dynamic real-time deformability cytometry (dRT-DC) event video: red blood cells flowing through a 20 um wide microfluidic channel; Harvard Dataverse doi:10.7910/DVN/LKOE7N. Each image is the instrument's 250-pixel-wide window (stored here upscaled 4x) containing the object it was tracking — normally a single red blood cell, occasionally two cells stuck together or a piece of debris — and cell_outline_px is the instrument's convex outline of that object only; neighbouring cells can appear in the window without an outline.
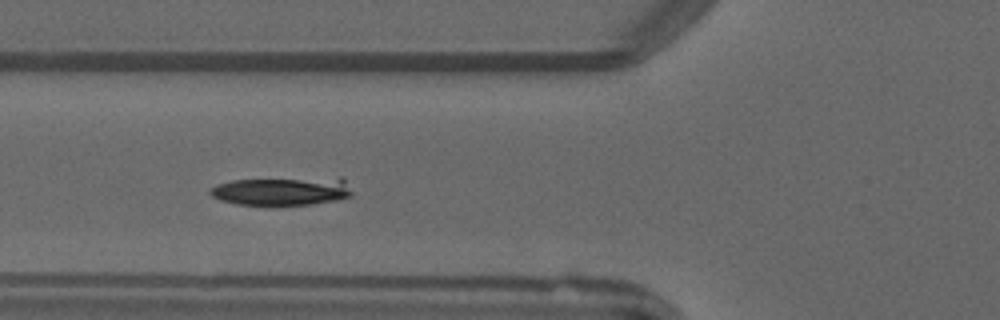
{"species": "common noctule bat (a hibernating species)", "species_latin": "Nyctalus noctula", "temperature_condition": "warm", "stored_images_in_passage": 3, "camera_frame_rate_fps": 3000, "um_per_image_px": 0.085, "animal": {"sex": "male", "forearm_length_mm": 52.5}, "frame": {"image": 1, "passage_image": 3, "time_ms": 2.333, "image_size_px": [1000, 320], "cell_outline_px": [[352, 196], [340, 200], [312, 204], [276, 208], [236, 204], [220, 200], [212, 196], [208, 192], [208, 188], [216, 184], [232, 180], [340, 176], [344, 180], [352, 192]], "centroid_in_image_um": [23.97, 16.27], "position_along_channel_um": 101.8, "area_um2": 24.97}}